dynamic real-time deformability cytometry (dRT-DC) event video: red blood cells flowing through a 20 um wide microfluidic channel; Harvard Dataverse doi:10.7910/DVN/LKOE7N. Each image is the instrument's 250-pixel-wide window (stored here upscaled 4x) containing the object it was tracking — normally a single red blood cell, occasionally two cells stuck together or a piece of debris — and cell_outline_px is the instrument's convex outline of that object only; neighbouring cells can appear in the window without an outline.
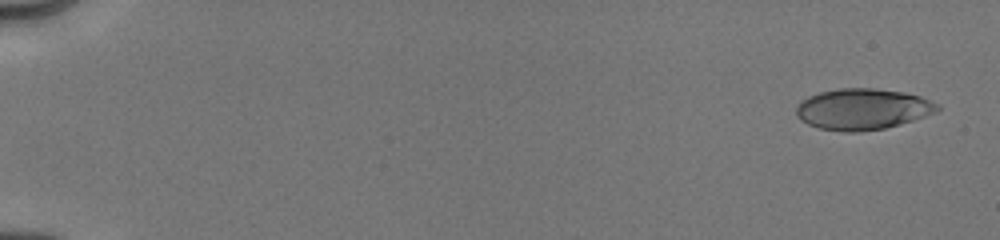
{"species": "human", "species_latin": "Homo sapiens", "temperature_condition": "cold", "stored_images_in_passage": 44, "camera_frame_rate_fps": 3000, "um_per_image_px": 0.085, "donor": {"sex": "male"}, "frame": {"image": 1, "passage_image": 2, "time_ms": 0.333, "image_size_px": [1000, 240], "cell_outline_px": [[940, 108], [936, 112], [900, 124], [884, 128], [860, 132], [844, 132], [820, 128], [808, 124], [800, 120], [796, 116], [796, 108], [808, 96], [820, 92], [836, 88], [872, 88], [904, 92], [920, 96], [940, 104]], "centroid_in_image_um": [73.32, 9.27], "position_along_channel_um": 11.7, "area_um2": 33.76}}
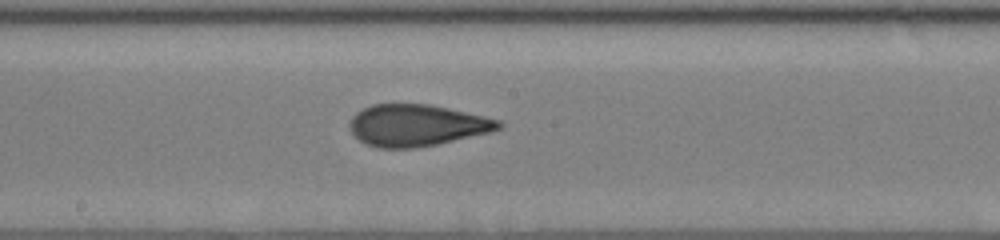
{"frame": {"image": 2, "passage_image": 20, "time_ms": 9.667, "image_size_px": [1000, 240], "cell_outline_px": [[504, 128], [492, 132], [436, 144], [412, 148], [376, 148], [360, 140], [348, 128], [348, 124], [352, 116], [356, 112], [372, 104], [428, 104], [448, 108], [484, 116], [500, 120], [504, 124]], "centroid_in_image_um": [35.44, 10.65], "position_along_channel_um": 212.8, "area_um2": 36.24}}
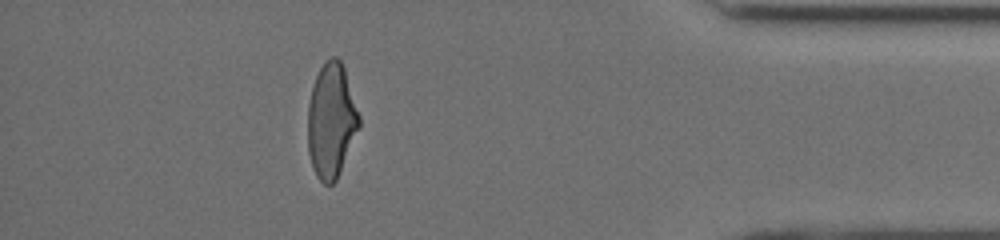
{"frame": {"image": 3, "passage_image": 36, "time_ms": 15.333, "image_size_px": [1000, 240], "cell_outline_px": [[360, 124], [336, 180], [332, 184], [324, 184], [316, 176], [312, 168], [308, 152], [308, 104], [312, 88], [316, 76], [324, 60], [332, 56], [336, 56], [340, 60], [344, 68], [360, 116]], "centroid_in_image_um": [28.14, 10.24], "position_along_channel_um": 407.1, "area_um2": 34.04}, "authors_computed_cell_mechanics": {"area_um2": 34.7378, "velocity_mm_per_s": 4.0341, "shape_relaxation_time_tau1_ms": 5.4964, "shape_relaxation_time_tau2_ms": 1.1219, "deformation_change_tau1": 0.1688, "deformation_change_tau2": 0.0837}}